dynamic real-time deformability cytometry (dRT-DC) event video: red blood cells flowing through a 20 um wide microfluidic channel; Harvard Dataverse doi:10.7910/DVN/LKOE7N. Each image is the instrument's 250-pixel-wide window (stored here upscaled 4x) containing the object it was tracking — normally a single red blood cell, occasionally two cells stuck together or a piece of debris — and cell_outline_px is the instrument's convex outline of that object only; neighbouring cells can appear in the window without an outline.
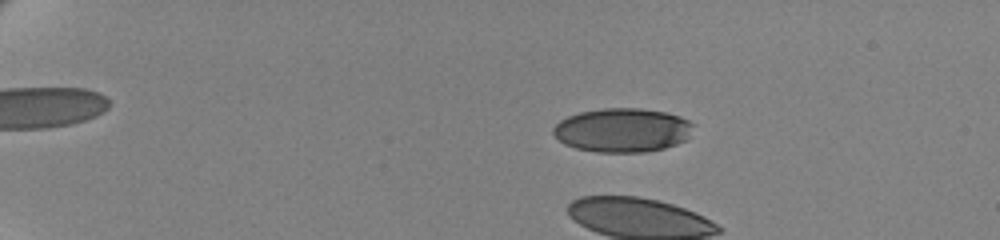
{"species": "human", "species_latin": "Homo sapiens", "temperature_condition": "cold", "stored_images_in_passage": 49, "camera_frame_rate_fps": 3000, "um_per_image_px": 0.085, "donor": {"sex": "female"}, "frame": {"image": 1, "passage_image": 3, "time_ms": 0.667, "image_size_px": [1000, 240], "cell_outline_px": [[692, 124], [684, 140], [676, 144], [664, 148], [644, 152], [596, 152], [576, 148], [564, 144], [552, 132], [552, 128], [560, 120], [568, 116], [580, 112], [604, 108], [640, 108], [664, 112], [680, 116], [688, 120]], "centroid_in_image_um": [52.85, 11.06], "position_along_channel_um": 32.1, "area_um2": 35.55}}